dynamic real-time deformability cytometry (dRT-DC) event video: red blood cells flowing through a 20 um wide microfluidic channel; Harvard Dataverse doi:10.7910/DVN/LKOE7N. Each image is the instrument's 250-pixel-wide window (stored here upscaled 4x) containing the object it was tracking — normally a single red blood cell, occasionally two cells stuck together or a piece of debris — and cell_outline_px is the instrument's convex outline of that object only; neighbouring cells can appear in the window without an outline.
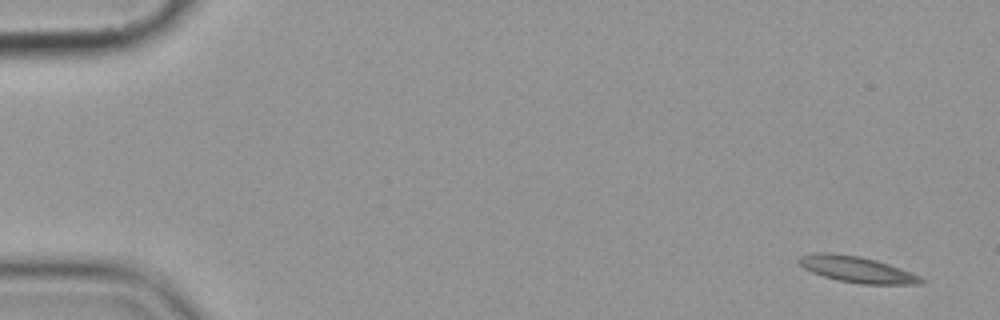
{"species": "common noctule bat (a hibernating species)", "species_latin": "Nyctalus noctula", "temperature_condition": "cold", "stored_images_in_passage": 5, "camera_frame_rate_fps": 3000, "um_per_image_px": 0.085, "animal": {"sex": "female", "body_mass_g": 19.9}, "frame": {"image": 1, "passage_image": 1, "time_ms": 0.0, "image_size_px": [1000, 320], "cell_outline_px": [[924, 280], [920, 284], [860, 284], [840, 280], [824, 276], [812, 272], [804, 268], [796, 260], [800, 256], [816, 252], [828, 252], [860, 256], [876, 260], [912, 272], [920, 276]], "centroid_in_image_um": [72.82, 22.89], "position_along_channel_um": 12.2, "area_um2": 18.5}}
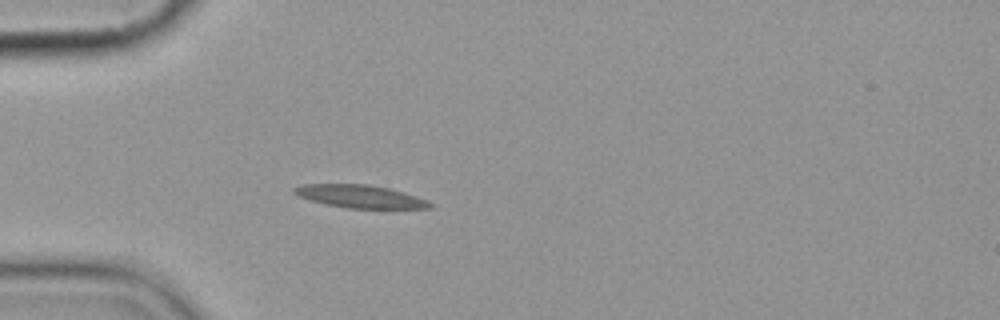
{"frame": {"image": 2, "passage_image": 5, "time_ms": 4.667, "image_size_px": [1000, 320], "cell_outline_px": [[432, 208], [348, 208], [324, 204], [300, 196], [292, 192], [292, 188], [304, 184], [368, 184], [388, 188], [424, 200], [432, 204]], "centroid_in_image_um": [30.53, 16.69], "position_along_channel_um": 54.5, "area_um2": 17.63}}